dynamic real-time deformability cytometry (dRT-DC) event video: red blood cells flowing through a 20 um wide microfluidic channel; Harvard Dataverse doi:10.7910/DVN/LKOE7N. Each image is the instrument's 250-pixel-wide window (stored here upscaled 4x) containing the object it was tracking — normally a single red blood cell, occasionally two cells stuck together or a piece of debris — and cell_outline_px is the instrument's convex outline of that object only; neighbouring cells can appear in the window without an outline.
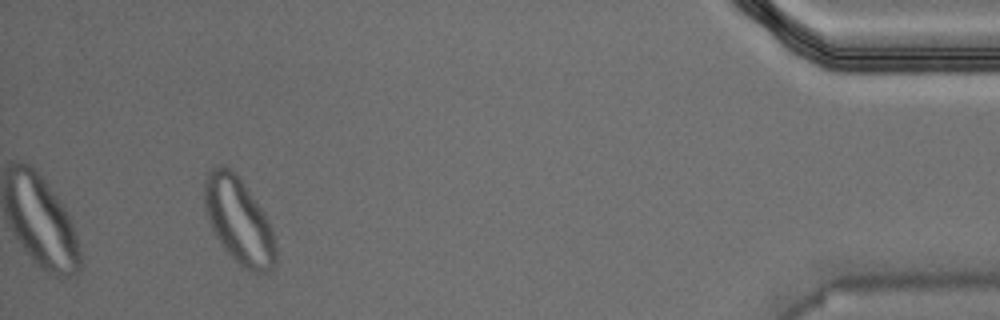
{"species": "Egyptian fruit bat (a non-hibernating species)", "species_latin": "Rousettus aegyptiacus", "temperature_condition": "warm", "stored_images_in_passage": 39, "segment_of_instrument_passage": [2, 2], "camera_frame_rate_fps": 3000, "um_per_image_px": 0.085, "animal": {"sex": "male"}, "frame": {"image": 1, "passage_image": 36, "time_ms": 11.667, "image_size_px": [1000, 320], "cell_outline_px": [[276, 260], [272, 268], [268, 272], [252, 272], [244, 268], [224, 248], [216, 236], [208, 220], [204, 208], [204, 180], [208, 172], [212, 168], [220, 164], [228, 168], [240, 180], [264, 212], [272, 228], [276, 244]], "centroid_in_image_um": [20.3, 18.77], "position_along_channel_um": 414.9, "area_um2": 35.32}}